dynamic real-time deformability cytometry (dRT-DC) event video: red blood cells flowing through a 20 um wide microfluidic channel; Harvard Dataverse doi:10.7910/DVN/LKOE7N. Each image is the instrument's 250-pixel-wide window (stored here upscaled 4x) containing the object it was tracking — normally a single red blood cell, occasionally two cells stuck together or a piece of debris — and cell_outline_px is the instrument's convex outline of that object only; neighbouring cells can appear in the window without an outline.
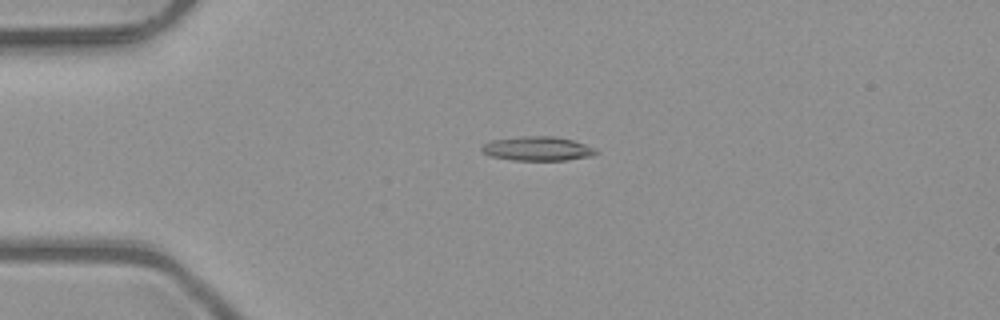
{"species": "common noctule bat (a hibernating species)", "species_latin": "Nyctalus noctula", "temperature_condition": "room temperature", "stored_images_in_passage": 4, "camera_frame_rate_fps": 3000, "um_per_image_px": 0.085, "animal": {"sex": "male", "body_mass_g": 23.1, "forearm_length_mm": 52.7}, "frame": {"image": 1, "passage_image": 3, "time_ms": 0.667, "image_size_px": [1000, 320], "cell_outline_px": [[600, 152], [592, 156], [564, 160], [512, 160], [492, 156], [484, 152], [480, 148], [484, 144], [492, 140], [524, 136], [556, 136], [572, 140], [596, 148]], "centroid_in_image_um": [45.73, 12.63], "position_along_channel_um": 39.3, "area_um2": 16.01}}